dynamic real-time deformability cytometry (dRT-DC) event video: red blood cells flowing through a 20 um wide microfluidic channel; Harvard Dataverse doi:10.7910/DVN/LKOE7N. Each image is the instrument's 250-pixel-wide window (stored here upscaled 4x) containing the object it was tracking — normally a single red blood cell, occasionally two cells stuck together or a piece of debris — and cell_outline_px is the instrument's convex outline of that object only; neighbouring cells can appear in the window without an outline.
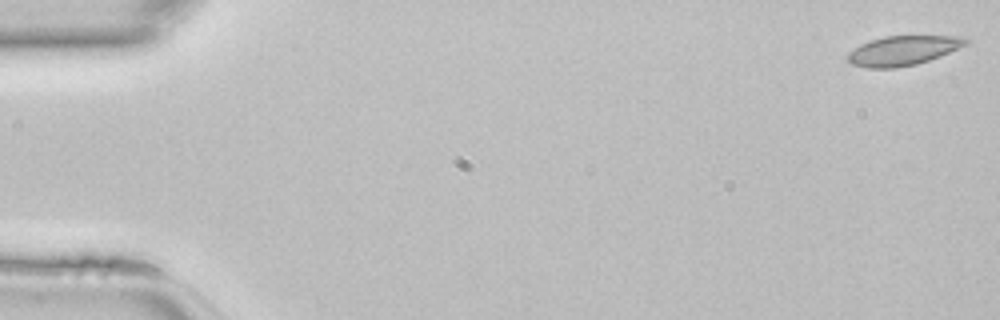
{"species": "common noctule bat (a hibernating species)", "species_latin": "Nyctalus noctula", "temperature_condition": "room temperature", "stored_images_in_passage": 46, "camera_frame_rate_fps": 3000, "um_per_image_px": 0.085, "animal": {"sex": "female", "body_mass_g": 22.7, "forearm_length_mm": 54.2}, "frame": {"image": 1, "passage_image": 1, "time_ms": 0.0, "image_size_px": [1000, 320], "cell_outline_px": [[968, 44], [940, 56], [916, 64], [896, 68], [868, 68], [852, 64], [848, 60], [848, 52], [860, 44], [884, 36], [968, 36]], "centroid_in_image_um": [76.77, 4.29], "position_along_channel_um": 8.2, "area_um2": 20.29}}
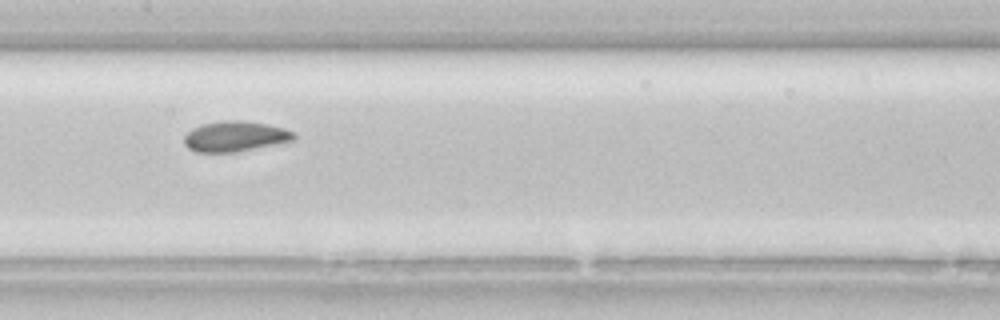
{"frame": {"image": 2, "passage_image": 23, "time_ms": 7.333, "image_size_px": [1000, 320], "cell_outline_px": [[296, 140], [236, 152], [196, 152], [188, 148], [184, 144], [184, 136], [192, 128], [200, 124], [224, 120], [244, 120], [284, 128], [296, 132]], "centroid_in_image_um": [19.99, 11.59], "position_along_channel_um": 187.4, "area_um2": 19.59}}
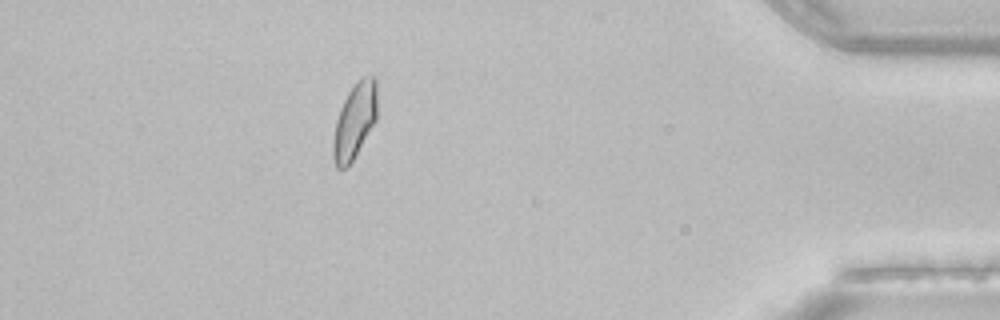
{"frame": {"image": 3, "passage_image": 41, "time_ms": 13.333, "image_size_px": [1000, 320], "cell_outline_px": [[376, 120], [352, 160], [344, 168], [336, 168], [332, 156], [332, 140], [336, 120], [340, 108], [348, 92], [364, 76], [376, 76]], "centroid_in_image_um": [30.12, 10.29], "position_along_channel_um": 405.1, "area_um2": 19.02}}